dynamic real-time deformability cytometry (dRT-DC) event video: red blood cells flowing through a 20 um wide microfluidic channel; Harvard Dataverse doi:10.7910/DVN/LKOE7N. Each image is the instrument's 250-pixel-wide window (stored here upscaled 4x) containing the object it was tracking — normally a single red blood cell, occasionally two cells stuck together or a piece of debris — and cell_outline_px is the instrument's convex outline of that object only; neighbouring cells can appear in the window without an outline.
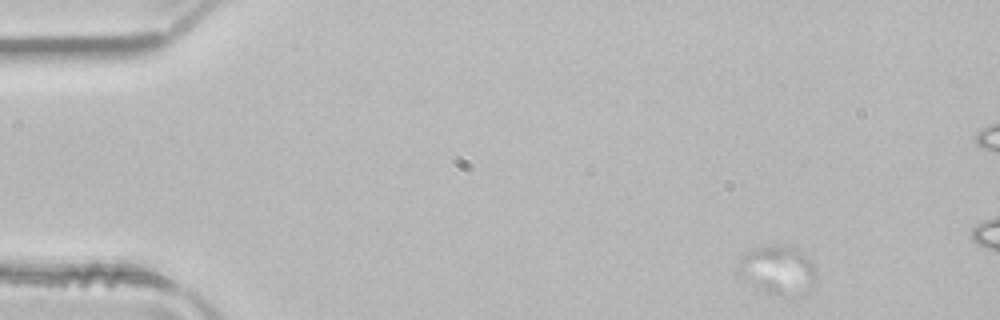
{"species": "common noctule bat (a hibernating species)", "species_latin": "Nyctalus noctula", "temperature_condition": "room temperature", "stored_images_in_passage": 11, "camera_frame_rate_fps": 3000, "um_per_image_px": 0.085, "animal": {"sex": "male", "body_mass_g": 21.5, "forearm_length_mm": 52.0}, "frame": {"image": 1, "passage_image": 3, "time_ms": 0.667, "image_size_px": [1000, 320], "cell_outline_px": [[816, 276], [808, 284], [780, 292], [764, 292], [748, 284], [736, 272], [744, 256], [752, 248], [772, 244], [784, 244], [796, 248], [816, 268]], "centroid_in_image_um": [65.97, 22.81], "position_along_channel_um": 19.0, "area_um2": 20.46}}